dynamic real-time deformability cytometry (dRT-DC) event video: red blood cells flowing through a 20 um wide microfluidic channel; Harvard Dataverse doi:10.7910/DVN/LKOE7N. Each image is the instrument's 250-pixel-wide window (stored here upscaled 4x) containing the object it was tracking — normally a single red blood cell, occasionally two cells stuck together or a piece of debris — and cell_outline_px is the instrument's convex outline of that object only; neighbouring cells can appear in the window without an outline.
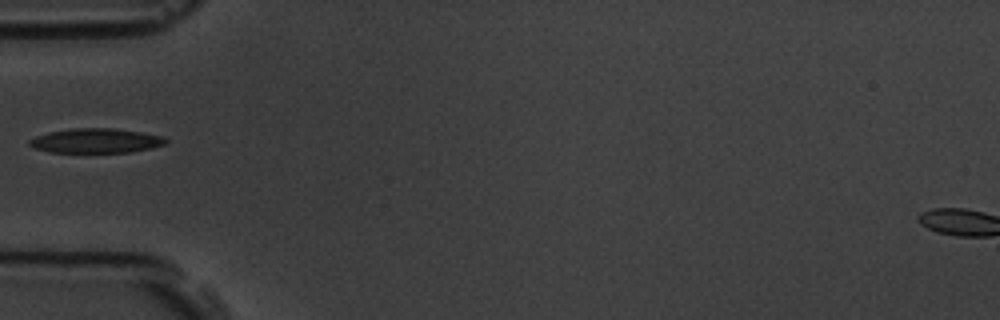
{"species": "common noctule bat (a hibernating species)", "species_latin": "Nyctalus noctula", "temperature_condition": "room temperature", "stored_images_in_passage": 6, "camera_frame_rate_fps": 3000, "um_per_image_px": 0.085, "animal": {"sex": "male", "body_mass_g": 19.5, "forearm_length_mm": 54.6}, "frame": {"image": 1, "passage_image": 5, "time_ms": 4.667, "image_size_px": [1000, 320], "cell_outline_px": [[168, 140], [164, 144], [152, 148], [128, 152], [52, 152], [36, 148], [28, 144], [28, 140], [36, 136], [48, 132], [68, 128], [112, 128], [140, 132], [160, 136]], "centroid_in_image_um": [8.12, 11.95], "position_along_channel_um": 76.9, "area_um2": 19.31}}
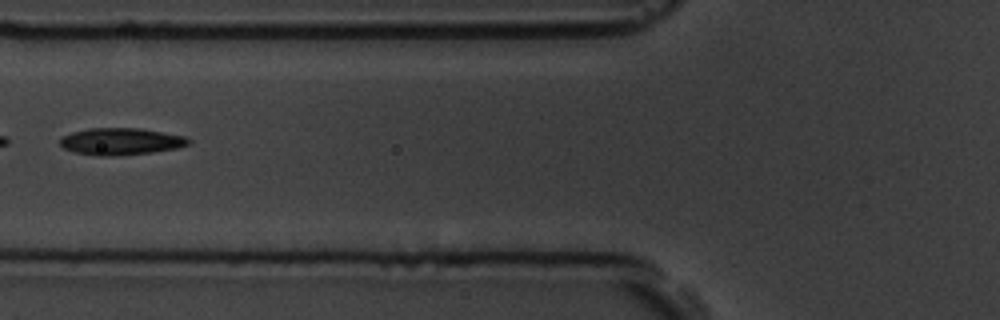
{"frame": {"image": 2, "passage_image": 6, "time_ms": 5.667, "image_size_px": [1000, 320], "cell_outline_px": [[192, 140], [188, 144], [176, 148], [152, 152], [116, 156], [96, 156], [76, 152], [64, 148], [60, 144], [60, 140], [64, 136], [72, 132], [88, 128], [140, 128], [184, 136]], "centroid_in_image_um": [10.27, 12.02], "position_along_channel_um": 115.5, "area_um2": 20.06}}